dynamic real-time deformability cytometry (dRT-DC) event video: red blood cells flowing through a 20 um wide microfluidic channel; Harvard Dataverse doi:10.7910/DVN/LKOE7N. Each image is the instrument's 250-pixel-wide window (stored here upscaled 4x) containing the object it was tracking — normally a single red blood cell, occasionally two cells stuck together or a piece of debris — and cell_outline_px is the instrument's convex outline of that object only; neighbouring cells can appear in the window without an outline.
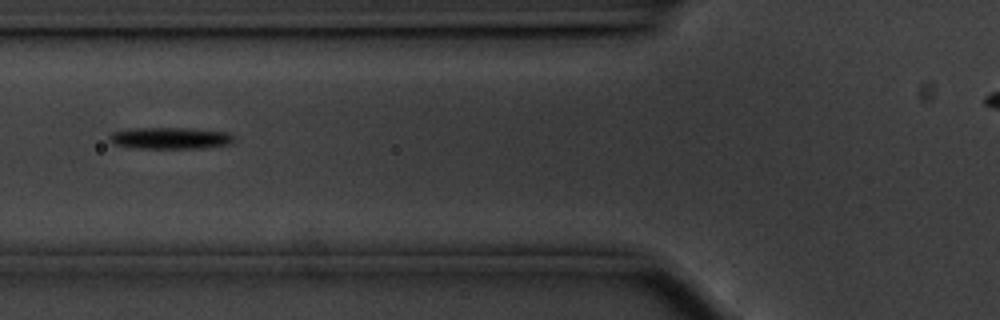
{"species": "common noctule bat (a hibernating species)", "species_latin": "Nyctalus noctula", "temperature_condition": "cold", "stored_images_in_passage": 36, "camera_frame_rate_fps": 3000, "um_per_image_px": 0.085, "animal": {"sex": "male", "body_mass_g": 20.1, "forearm_length_mm": 53.5}, "frame": {"image": 1, "passage_image": 6, "time_ms": 1.667, "image_size_px": [1000, 320], "cell_outline_px": [[236, 140], [232, 144], [204, 148], [132, 148], [112, 144], [108, 140], [108, 136], [112, 132], [136, 128], [192, 128], [228, 132]], "centroid_in_image_um": [14.48, 11.75], "position_along_channel_um": 111.3, "area_um2": 15.95}}
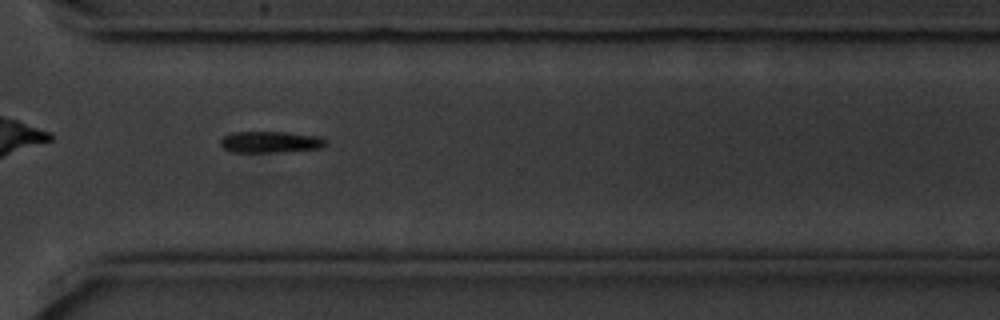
{"frame": {"image": 2, "passage_image": 26, "time_ms": 8.333, "image_size_px": [1000, 320], "cell_outline_px": [[328, 144], [320, 148], [272, 152], [232, 152], [224, 148], [220, 144], [220, 140], [224, 136], [232, 132], [284, 132], [320, 136], [328, 140]], "centroid_in_image_um": [23.0, 12.06], "position_along_channel_um": 347.6, "area_um2": 13.12}}